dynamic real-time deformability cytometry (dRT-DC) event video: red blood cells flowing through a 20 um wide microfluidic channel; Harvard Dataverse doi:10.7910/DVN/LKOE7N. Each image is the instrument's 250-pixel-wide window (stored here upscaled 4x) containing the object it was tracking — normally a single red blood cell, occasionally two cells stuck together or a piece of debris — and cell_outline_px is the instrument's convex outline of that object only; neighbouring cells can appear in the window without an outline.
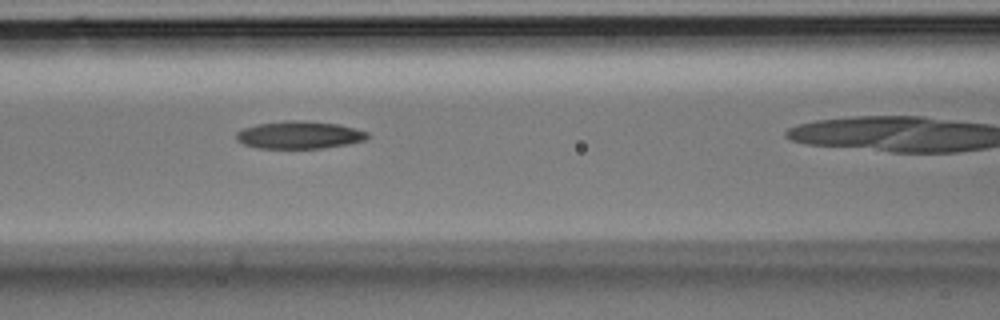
{"species": "Egyptian fruit bat (a non-hibernating species)", "species_latin": "Rousettus aegyptiacus", "temperature_condition": "room temperature", "stored_images_in_passage": 6, "camera_frame_rate_fps": 3000, "um_per_image_px": 0.085, "animal": {"sex": "male"}, "frame": {"image": 1, "passage_image": 4, "time_ms": 1.0, "image_size_px": [1000, 320], "cell_outline_px": [[368, 136], [364, 140], [348, 144], [320, 148], [260, 148], [244, 144], [236, 140], [236, 132], [244, 128], [256, 124], [288, 120], [296, 120], [340, 124], [368, 132]], "centroid_in_image_um": [25.42, 11.46], "position_along_channel_um": 141.2, "area_um2": 20.92}}